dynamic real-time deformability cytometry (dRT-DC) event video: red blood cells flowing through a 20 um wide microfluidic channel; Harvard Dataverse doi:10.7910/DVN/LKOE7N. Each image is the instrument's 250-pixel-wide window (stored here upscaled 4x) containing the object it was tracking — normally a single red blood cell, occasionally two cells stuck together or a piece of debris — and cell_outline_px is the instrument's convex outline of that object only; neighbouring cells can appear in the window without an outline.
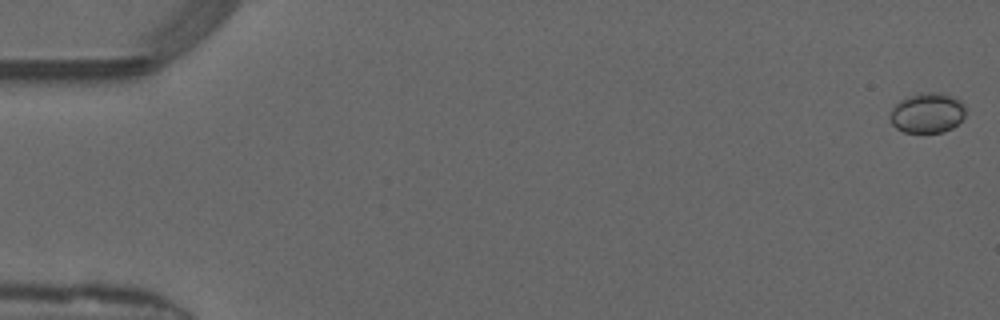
{"species": "common noctule bat (a hibernating species)", "species_latin": "Nyctalus noctula", "temperature_condition": "warm", "stored_images_in_passage": 50, "camera_frame_rate_fps": 3000, "um_per_image_px": 0.085, "animal": {"sex": "male", "forearm_length_mm": 52.5}, "frame": {"image": 1, "passage_image": 1, "time_ms": 0.0, "image_size_px": [1000, 320], "cell_outline_px": [[968, 108], [964, 116], [952, 128], [944, 132], [904, 132], [896, 128], [892, 124], [892, 108], [900, 100], [916, 92], [940, 92], [952, 96], [960, 100]], "centroid_in_image_um": [78.86, 9.57], "position_along_channel_um": 6.1, "area_um2": 17.74}}
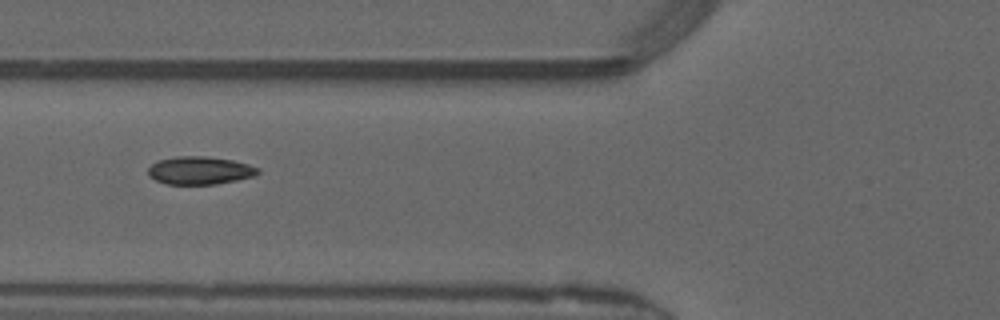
{"frame": {"image": 2, "passage_image": 20, "time_ms": 6.333, "image_size_px": [1000, 320], "cell_outline_px": [[260, 172], [256, 176], [216, 184], [168, 184], [156, 180], [148, 176], [148, 168], [152, 164], [160, 160], [176, 156], [204, 156], [232, 160], [248, 164], [260, 168]], "centroid_in_image_um": [17.01, 14.49], "position_along_channel_um": 108.8, "area_um2": 17.86}}
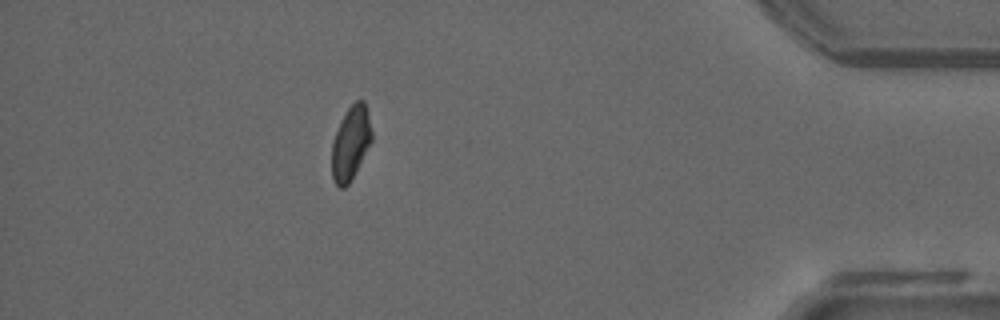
{"frame": {"image": 3, "passage_image": 45, "time_ms": 14.667, "image_size_px": [1000, 320], "cell_outline_px": [[372, 140], [348, 184], [344, 188], [340, 188], [336, 184], [332, 176], [332, 140], [348, 108], [356, 100], [364, 100], [372, 132]], "centroid_in_image_um": [29.8, 12.16], "position_along_channel_um": 405.4, "area_um2": 16.65}, "authors_computed_cell_mechanics": {"area_um2": 17.5423, "velocity_mm_per_s": 4.1446, "shape_relaxation_time_tau1_ms": 3.6112, "shape_relaxation_time_tau2_ms": 0.9274, "deformation_change_tau1": 0.148, "deformation_change_tau2": 0.066}}